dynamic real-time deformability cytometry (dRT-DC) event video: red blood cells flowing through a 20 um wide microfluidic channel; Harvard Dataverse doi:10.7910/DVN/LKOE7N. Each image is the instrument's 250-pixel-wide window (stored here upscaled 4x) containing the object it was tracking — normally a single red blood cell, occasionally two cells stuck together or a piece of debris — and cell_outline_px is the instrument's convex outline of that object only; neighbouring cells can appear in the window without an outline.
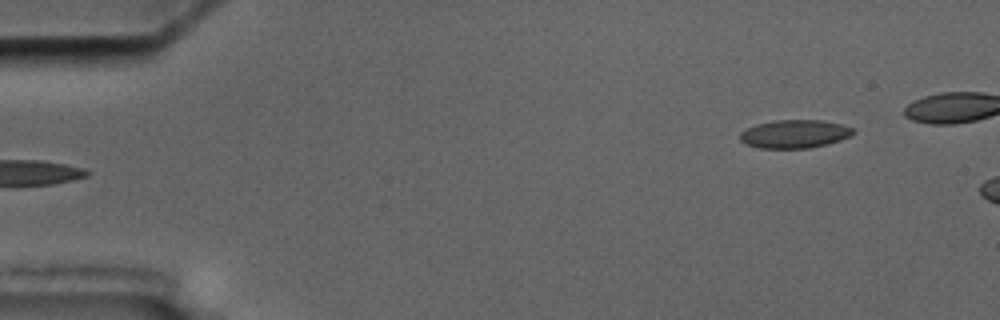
{"species": "common noctule bat (a hibernating species)", "species_latin": "Nyctalus noctula", "temperature_condition": "cold", "stored_images_in_passage": 2, "camera_frame_rate_fps": 3000, "um_per_image_px": 0.085, "animal": {"sex": "male", "body_mass_g": 17.5, "forearm_length_mm": 52.3}, "frame": {"image": 1, "passage_image": 2, "time_ms": 1.333, "image_size_px": [1000, 320], "cell_outline_px": [[856, 132], [852, 136], [828, 144], [808, 148], [760, 148], [744, 144], [740, 140], [740, 132], [756, 124], [776, 120], [824, 120], [840, 124], [852, 128]], "centroid_in_image_um": [67.55, 11.39], "position_along_channel_um": 17.5, "area_um2": 18.73}}